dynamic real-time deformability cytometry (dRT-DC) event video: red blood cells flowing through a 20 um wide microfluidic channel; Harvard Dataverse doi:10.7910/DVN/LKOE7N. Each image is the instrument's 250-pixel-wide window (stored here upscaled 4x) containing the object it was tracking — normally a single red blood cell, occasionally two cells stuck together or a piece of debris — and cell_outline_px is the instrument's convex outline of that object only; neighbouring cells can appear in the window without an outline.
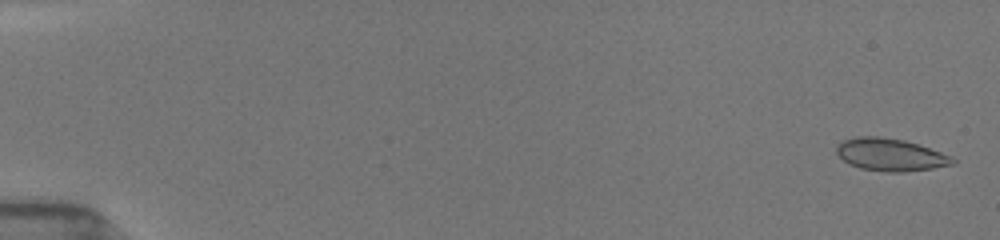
{"species": "common noctule bat (a hibernating species)", "species_latin": "Nyctalus noctula", "temperature_condition": "room temperature", "stored_images_in_passage": 48, "camera_frame_rate_fps": 3000, "um_per_image_px": 0.085, "animal": {"sex": "female", "body_mass_g": 19.5, "forearm_length_mm": 54.1}, "frame": {"image": 1, "passage_image": 2, "time_ms": 0.333, "image_size_px": [1000, 240], "cell_outline_px": [[956, 164], [932, 168], [904, 172], [884, 172], [860, 168], [848, 164], [836, 152], [836, 144], [840, 140], [856, 136], [880, 136], [904, 140], [940, 152], [956, 160]], "centroid_in_image_um": [75.62, 13.14], "position_along_channel_um": 9.4, "area_um2": 22.02}}
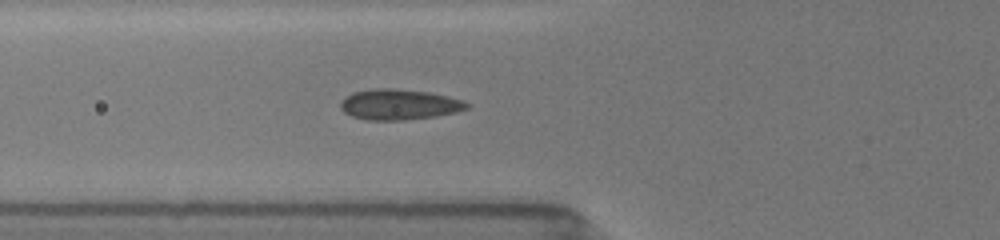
{"frame": {"image": 2, "passage_image": 21, "time_ms": 6.667, "image_size_px": [1000, 240], "cell_outline_px": [[472, 104], [468, 108], [456, 112], [436, 116], [404, 120], [368, 120], [352, 116], [344, 112], [340, 108], [340, 100], [344, 96], [352, 92], [372, 88], [392, 88], [428, 92], [448, 96], [464, 100]], "centroid_in_image_um": [33.91, 8.87], "position_along_channel_um": 91.9, "area_um2": 22.77}}
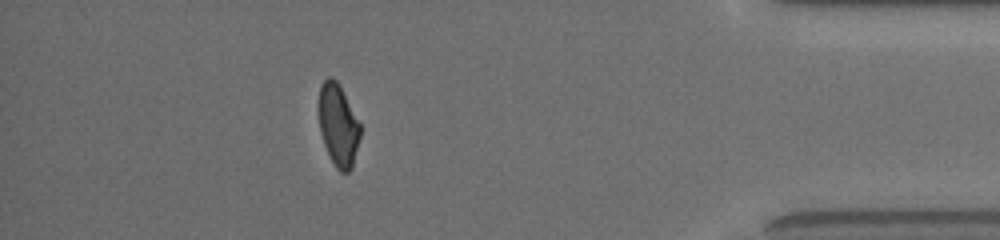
{"frame": {"image": 3, "passage_image": 42, "time_ms": 15.667, "image_size_px": [1000, 240], "cell_outline_px": [[360, 136], [352, 168], [348, 172], [340, 172], [336, 168], [324, 144], [320, 132], [316, 108], [320, 84], [328, 76], [332, 76], [340, 84], [360, 124]], "centroid_in_image_um": [28.7, 10.57], "position_along_channel_um": 406.5, "area_um2": 20.29}, "authors_computed_cell_mechanics": {"area_um2": 21.386, "velocity_mm_per_s": 3.9151, "shape_relaxation_time_tau1_ms": null, "shape_relaxation_time_tau2_ms": 0.8288, "deformation_change_tau1": null, "deformation_change_tau2": 0.0715}}